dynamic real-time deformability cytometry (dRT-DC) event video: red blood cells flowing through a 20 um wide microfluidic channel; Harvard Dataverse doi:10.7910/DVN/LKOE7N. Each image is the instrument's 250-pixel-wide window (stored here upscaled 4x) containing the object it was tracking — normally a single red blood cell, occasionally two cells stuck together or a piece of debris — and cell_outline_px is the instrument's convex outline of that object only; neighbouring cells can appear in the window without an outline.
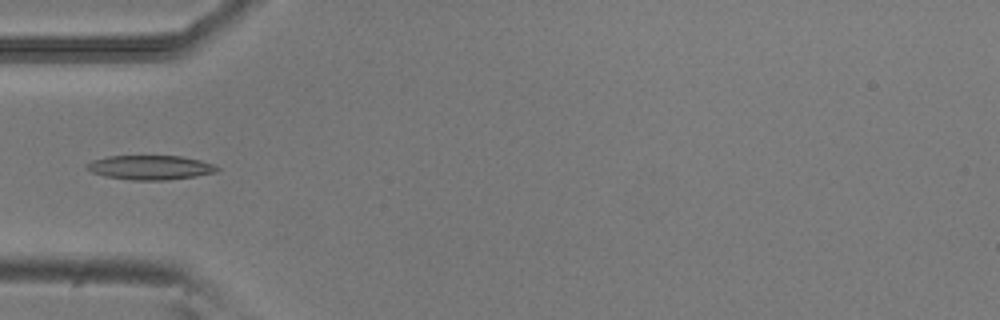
{"species": "common noctule bat (a hibernating species)", "species_latin": "Nyctalus noctula", "temperature_condition": "room temperature", "stored_images_in_passage": 5, "camera_frame_rate_fps": 3000, "um_per_image_px": 0.085, "animal": {"sex": "male", "body_mass_g": 20.5, "forearm_length_mm": 52.5}, "frame": {"image": 1, "passage_image": 5, "time_ms": 1.333, "image_size_px": [1000, 320], "cell_outline_px": [[220, 168], [216, 172], [196, 176], [168, 180], [132, 180], [104, 176], [92, 172], [84, 164], [92, 160], [108, 156], [180, 156], [200, 160], [212, 164]], "centroid_in_image_um": [12.76, 14.24], "position_along_channel_um": 72.2, "area_um2": 18.44}}